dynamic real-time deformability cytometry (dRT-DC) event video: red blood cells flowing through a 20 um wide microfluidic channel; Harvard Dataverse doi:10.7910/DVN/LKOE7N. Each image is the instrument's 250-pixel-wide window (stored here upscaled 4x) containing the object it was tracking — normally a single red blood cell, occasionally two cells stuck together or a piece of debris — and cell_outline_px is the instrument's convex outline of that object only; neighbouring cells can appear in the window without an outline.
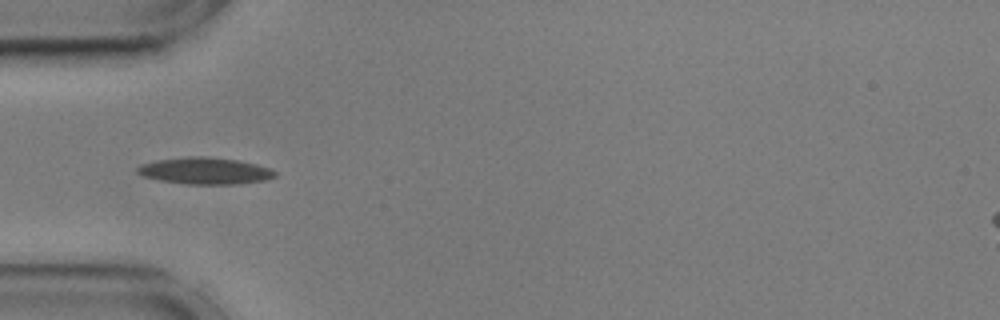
{"species": "common noctule bat (a hibernating species)", "species_latin": "Nyctalus noctula", "temperature_condition": "cold", "stored_images_in_passage": 3, "camera_frame_rate_fps": 3000, "um_per_image_px": 0.085, "animal": {"sex": "male", "body_mass_g": 17.9, "forearm_length_mm": 54.2}, "frame": {"image": 1, "passage_image": 1, "time_ms": 0.0, "image_size_px": [1000, 320], "cell_outline_px": [[276, 176], [264, 180], [236, 184], [184, 184], [160, 180], [144, 176], [136, 172], [136, 168], [140, 164], [156, 160], [188, 156], [204, 156], [236, 160], [256, 164], [272, 168], [276, 172]], "centroid_in_image_um": [17.41, 14.52], "position_along_channel_um": 67.6, "area_um2": 21.44}}